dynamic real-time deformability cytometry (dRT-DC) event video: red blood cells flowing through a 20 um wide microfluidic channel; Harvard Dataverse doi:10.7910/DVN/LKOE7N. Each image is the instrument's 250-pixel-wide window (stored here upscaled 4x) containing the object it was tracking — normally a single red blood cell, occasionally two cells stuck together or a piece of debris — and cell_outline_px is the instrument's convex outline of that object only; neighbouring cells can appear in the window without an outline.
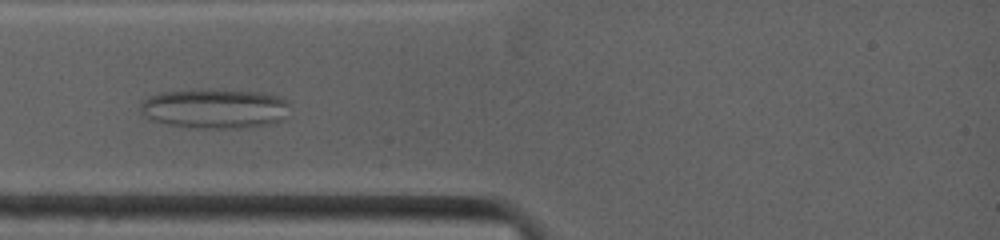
{"species": "common noctule bat (a hibernating species)", "species_latin": "Nyctalus noctula", "temperature_condition": "warm", "stored_images_in_passage": 40, "camera_frame_rate_fps": 4500, "um_per_image_px": 0.085, "animal": {"sex": "female", "body_mass_g": 19.0, "forearm_length_mm": 53.3}, "frame": {"image": 1, "passage_image": 5, "time_ms": 2.0, "image_size_px": [1000, 240], "cell_outline_px": [[288, 120], [272, 124], [236, 128], [192, 128], [168, 124], [148, 120], [140, 112], [140, 104], [148, 96], [160, 92], [256, 92], [276, 96], [288, 100]], "centroid_in_image_um": [18.27, 9.29], "position_along_channel_um": 66.7, "area_um2": 33.93}}
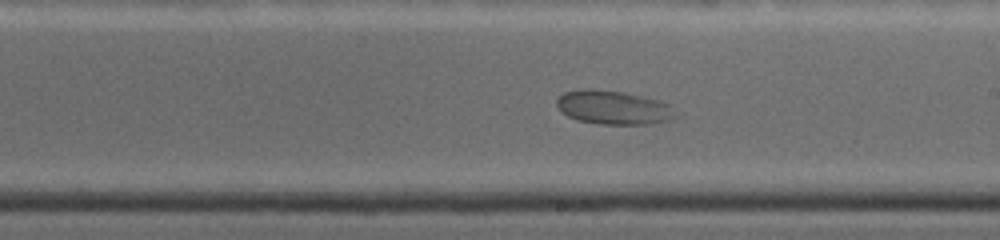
{"frame": {"image": 2, "passage_image": 18, "time_ms": 6.889, "image_size_px": [1000, 240], "cell_outline_px": [[684, 112], [680, 116], [672, 120], [652, 124], [600, 124], [576, 120], [560, 112], [556, 104], [556, 100], [564, 92], [580, 88], [592, 88], [624, 92], [656, 100], [668, 104]], "centroid_in_image_um": [52.2, 9.14], "position_along_channel_um": 236.8, "area_um2": 24.1}}
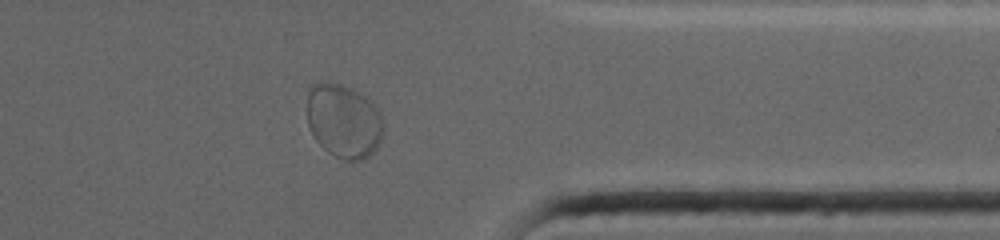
{"frame": {"image": 3, "passage_image": 36, "time_ms": 11.333, "image_size_px": [1000, 240], "cell_outline_px": [[384, 132], [376, 148], [364, 160], [352, 164], [328, 152], [316, 140], [308, 124], [308, 88], [312, 84], [320, 80], [324, 80], [340, 84], [372, 100], [380, 112], [384, 124]], "centroid_in_image_um": [29.23, 10.29], "position_along_channel_um": 382.2, "area_um2": 33.35}}